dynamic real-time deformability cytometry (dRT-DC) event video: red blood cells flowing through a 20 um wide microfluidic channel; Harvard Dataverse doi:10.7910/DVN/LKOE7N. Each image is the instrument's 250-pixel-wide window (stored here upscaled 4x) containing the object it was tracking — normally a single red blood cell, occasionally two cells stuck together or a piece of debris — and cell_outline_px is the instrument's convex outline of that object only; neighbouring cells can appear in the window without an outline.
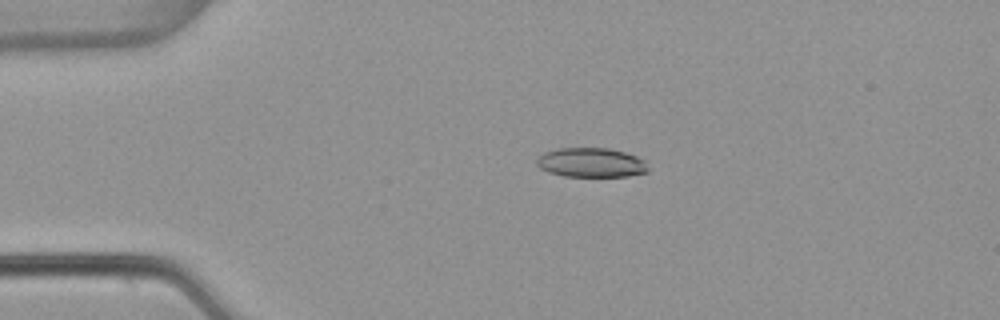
{"species": "common noctule bat (a hibernating species)", "species_latin": "Nyctalus noctula", "temperature_condition": "warm", "stored_images_in_passage": 54, "camera_frame_rate_fps": 3000, "um_per_image_px": 0.085, "animal": {"sex": "female", "body_mass_g": 22.7, "forearm_length_mm": 54.2}, "frame": {"image": 1, "passage_image": 12, "time_ms": 3.667, "image_size_px": [1000, 320], "cell_outline_px": [[648, 172], [628, 176], [564, 176], [548, 172], [540, 168], [536, 164], [536, 160], [544, 152], [556, 148], [608, 148], [624, 152], [636, 156], [644, 160], [648, 168]], "centroid_in_image_um": [50.23, 13.82], "position_along_channel_um": 34.8, "area_um2": 19.07}}
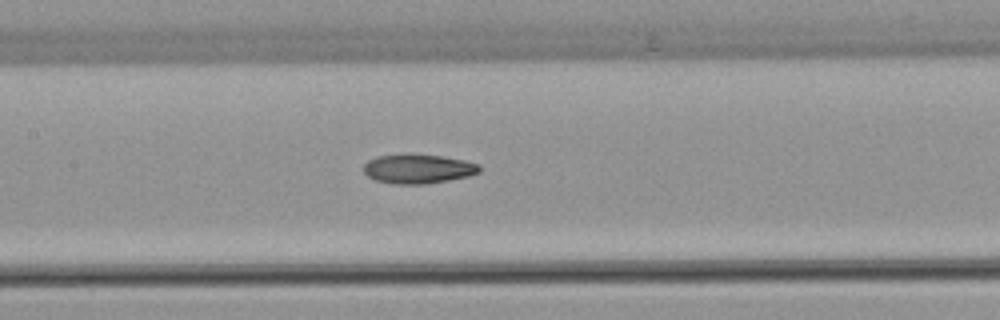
{"frame": {"image": 2, "passage_image": 26, "time_ms": 8.333, "image_size_px": [1000, 320], "cell_outline_px": [[480, 172], [468, 176], [448, 180], [424, 184], [392, 184], [376, 180], [368, 176], [364, 172], [364, 164], [368, 160], [376, 156], [440, 156], [464, 160], [480, 164]], "centroid_in_image_um": [35.55, 14.38], "position_along_channel_um": 171.8, "area_um2": 19.19}}
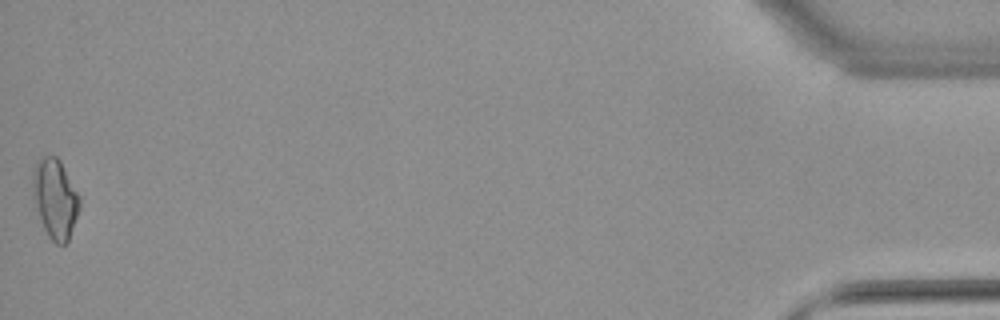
{"frame": {"image": 3, "passage_image": 54, "time_ms": 17.667, "image_size_px": [1000, 320], "cell_outline_px": [[80, 208], [68, 240], [64, 244], [56, 244], [48, 236], [40, 220], [32, 196], [32, 172], [40, 156], [56, 156], [60, 160], [80, 196]], "centroid_in_image_um": [4.67, 16.86], "position_along_channel_um": 430.5, "area_um2": 21.79}, "authors_computed_cell_mechanics": {"area_um2": 19.7098, "velocity_mm_per_s": 3.8244, "shape_relaxation_time_tau1_ms": null, "shape_relaxation_time_tau2_ms": 4.3108, "deformation_change_tau1": null, "deformation_change_tau2": 0.1133}}